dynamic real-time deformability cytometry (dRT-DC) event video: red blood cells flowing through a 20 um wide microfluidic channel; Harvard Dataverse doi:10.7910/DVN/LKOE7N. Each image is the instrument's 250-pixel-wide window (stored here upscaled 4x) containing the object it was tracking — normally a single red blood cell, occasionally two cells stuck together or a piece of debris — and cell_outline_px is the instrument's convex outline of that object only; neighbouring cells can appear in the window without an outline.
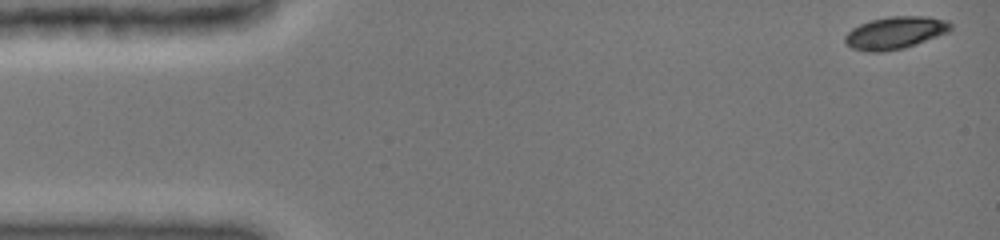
{"species": "common noctule bat (a hibernating species)", "species_latin": "Nyctalus noctula", "temperature_condition": "cold", "stored_images_in_passage": 18, "camera_frame_rate_fps": 3000, "um_per_image_px": 0.085, "animal": {"sex": "female", "body_mass_g": 19.0, "forearm_length_mm": 51.5}, "frame": {"image": 1, "passage_image": 1, "time_ms": 0.0, "image_size_px": [1000, 240], "cell_outline_px": [[952, 28], [948, 32], [916, 44], [904, 48], [884, 52], [868, 52], [852, 48], [844, 40], [844, 36], [852, 28], [860, 24], [872, 20], [888, 16], [928, 16], [948, 20], [952, 24]], "centroid_in_image_um": [76.1, 2.78], "position_along_channel_um": 8.9, "area_um2": 20.0}}
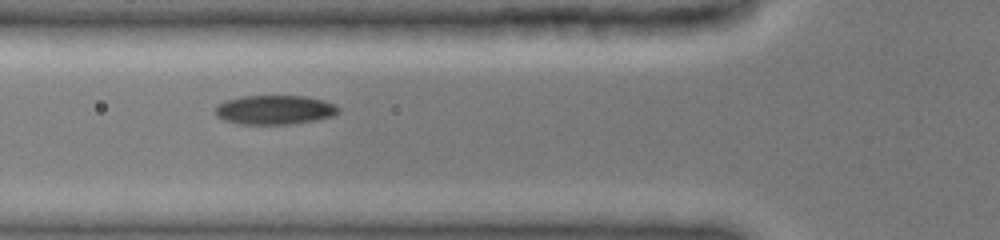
{"frame": {"image": 2, "passage_image": 13, "time_ms": 5.333, "image_size_px": [1000, 240], "cell_outline_px": [[340, 112], [336, 116], [316, 120], [292, 124], [240, 124], [224, 120], [216, 116], [216, 108], [224, 100], [240, 96], [304, 96], [324, 100], [336, 104], [340, 108]], "centroid_in_image_um": [23.4, 9.33], "position_along_channel_um": 102.4, "area_um2": 21.21}}
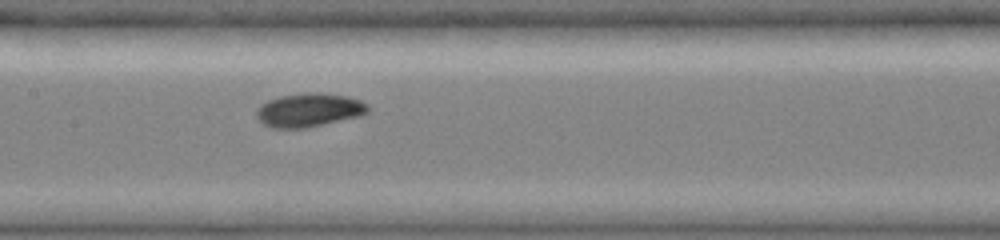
{"frame": {"image": 3, "passage_image": 18, "time_ms": 7.333, "image_size_px": [1000, 240], "cell_outline_px": [[368, 112], [360, 116], [308, 128], [272, 128], [264, 124], [256, 116], [256, 112], [260, 104], [268, 100], [280, 96], [308, 92], [348, 96], [360, 100], [368, 104]], "centroid_in_image_um": [26.27, 9.36], "position_along_channel_um": 181.1, "area_um2": 21.85}}